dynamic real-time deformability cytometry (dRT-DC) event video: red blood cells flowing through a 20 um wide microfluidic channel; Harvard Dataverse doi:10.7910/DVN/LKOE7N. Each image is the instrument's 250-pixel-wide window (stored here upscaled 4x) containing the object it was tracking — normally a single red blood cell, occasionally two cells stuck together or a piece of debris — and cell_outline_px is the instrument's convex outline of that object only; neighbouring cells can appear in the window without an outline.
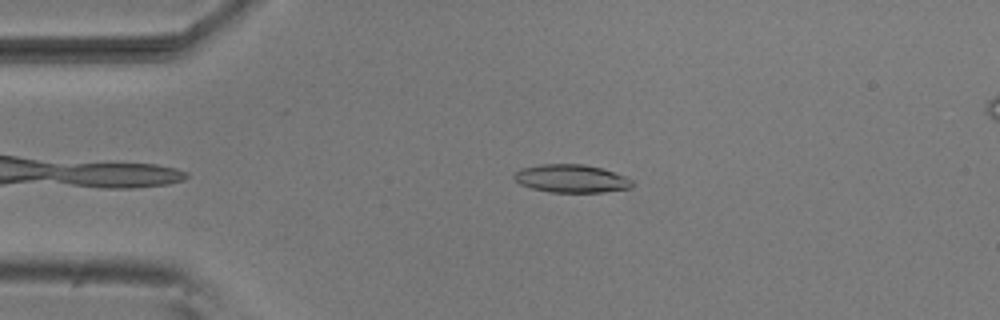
{"species": "common noctule bat (a hibernating species)", "species_latin": "Nyctalus noctula", "temperature_condition": "room temperature", "stored_images_in_passage": 19, "camera_frame_rate_fps": 3000, "um_per_image_px": 0.085, "animal": {"sex": "male", "body_mass_g": 20.5, "forearm_length_mm": 52.5}, "frame": {"image": 1, "passage_image": 5, "time_ms": 1.333, "image_size_px": [1000, 320], "cell_outline_px": [[636, 184], [632, 188], [604, 192], [548, 192], [532, 188], [520, 184], [512, 176], [520, 168], [540, 164], [584, 164], [600, 168], [624, 176], [632, 180]], "centroid_in_image_um": [48.57, 15.18], "position_along_channel_um": 36.4, "area_um2": 19.36}}
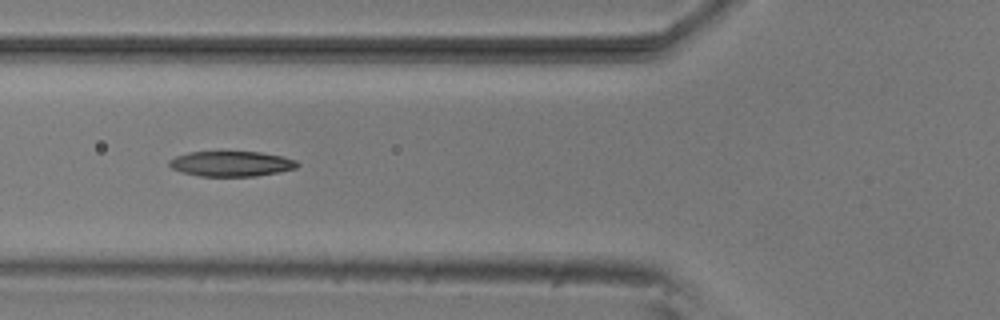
{"frame": {"image": 2, "passage_image": 13, "time_ms": 4.0, "image_size_px": [1000, 320], "cell_outline_px": [[300, 164], [296, 168], [280, 172], [256, 176], [200, 176], [180, 172], [172, 168], [168, 164], [168, 160], [176, 156], [188, 152], [260, 152], [280, 156], [296, 160]], "centroid_in_image_um": [19.65, 13.92], "position_along_channel_um": 106.2, "area_um2": 18.84}}
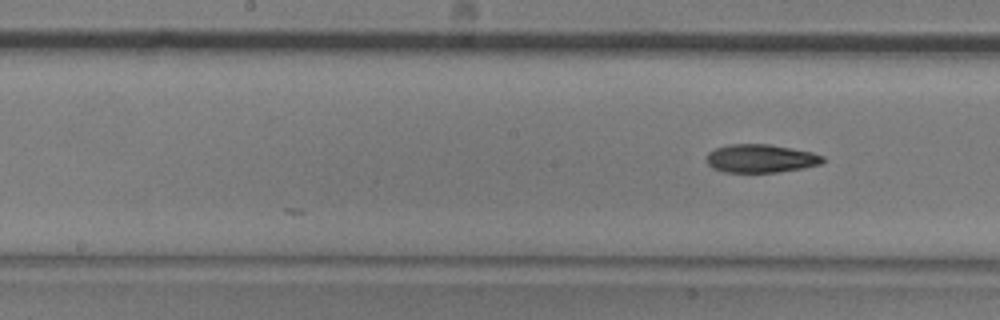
{"frame": {"image": 3, "passage_image": 19, "time_ms": 6.0, "image_size_px": [1000, 320], "cell_outline_px": [[824, 160], [820, 164], [800, 168], [776, 172], [724, 172], [712, 168], [708, 164], [708, 152], [716, 148], [728, 144], [768, 144], [812, 152], [824, 156]], "centroid_in_image_um": [64.64, 13.46], "position_along_channel_um": 183.6, "area_um2": 18.96}}